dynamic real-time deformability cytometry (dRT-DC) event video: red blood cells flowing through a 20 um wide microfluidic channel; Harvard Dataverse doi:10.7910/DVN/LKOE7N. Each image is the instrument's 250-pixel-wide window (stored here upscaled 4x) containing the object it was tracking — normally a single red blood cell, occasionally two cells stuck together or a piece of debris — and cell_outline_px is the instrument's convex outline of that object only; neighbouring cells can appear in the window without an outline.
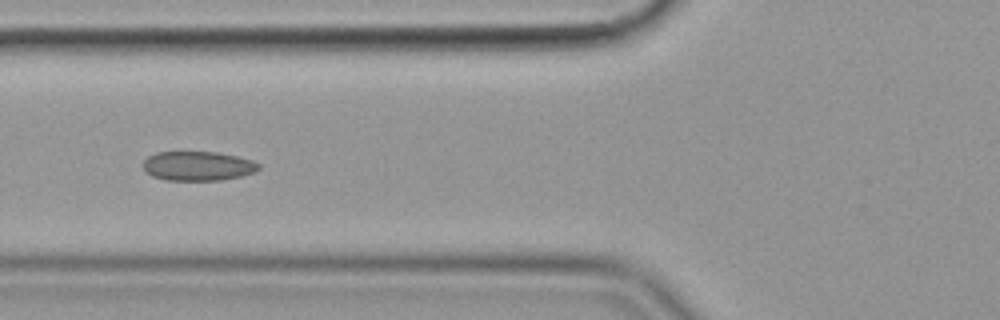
{"species": "common noctule bat (a hibernating species)", "species_latin": "Nyctalus noctula", "temperature_condition": "cold", "stored_images_in_passage": 12, "camera_frame_rate_fps": 3000, "um_per_image_px": 0.085, "animal": {"sex": "female", "body_mass_g": 19.9}, "frame": {"image": 1, "passage_image": 6, "time_ms": 1.667, "image_size_px": [1000, 320], "cell_outline_px": [[260, 168], [252, 172], [240, 176], [220, 180], [164, 180], [152, 176], [144, 168], [144, 160], [148, 156], [156, 152], [216, 152], [236, 156], [252, 160], [260, 164]], "centroid_in_image_um": [16.81, 14.1], "position_along_channel_um": 109.0, "area_um2": 19.59}}
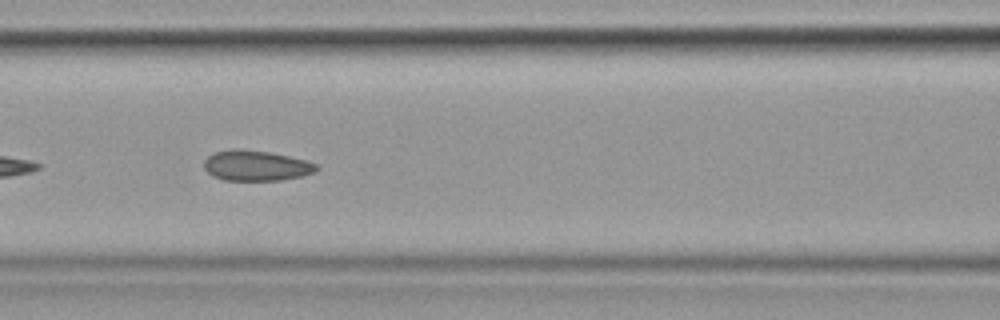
{"frame": {"image": 2, "passage_image": 9, "time_ms": 2.667, "image_size_px": [1000, 320], "cell_outline_px": [[320, 168], [316, 172], [300, 176], [280, 180], [224, 180], [212, 176], [204, 168], [204, 160], [208, 156], [216, 152], [268, 152], [288, 156], [304, 160], [316, 164]], "centroid_in_image_um": [21.81, 14.13], "position_along_channel_um": 144.8, "area_um2": 19.02}}